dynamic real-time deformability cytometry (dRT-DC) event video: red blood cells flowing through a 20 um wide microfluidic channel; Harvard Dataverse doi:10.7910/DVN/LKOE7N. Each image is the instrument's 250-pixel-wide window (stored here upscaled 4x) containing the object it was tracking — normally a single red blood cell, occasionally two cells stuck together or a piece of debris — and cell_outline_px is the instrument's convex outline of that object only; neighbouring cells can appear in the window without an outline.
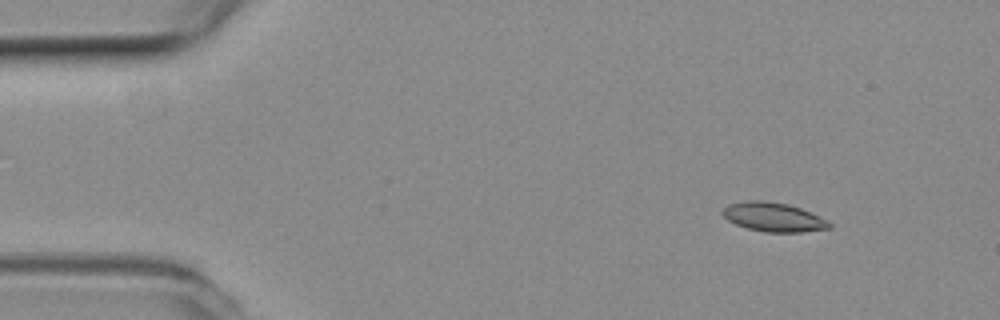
{"species": "common noctule bat (a hibernating species)", "species_latin": "Nyctalus noctula", "temperature_condition": "room temperature", "stored_images_in_passage": 49, "camera_frame_rate_fps": 3000, "um_per_image_px": 0.085, "animal": {"sex": "female", "body_mass_g": 19.3, "forearm_length_mm": 54.1}, "frame": {"image": 1, "passage_image": 1, "time_ms": 0.0, "image_size_px": [1000, 320], "cell_outline_px": [[832, 228], [804, 232], [764, 232], [748, 228], [736, 224], [728, 220], [720, 212], [728, 204], [748, 200], [764, 200], [788, 204], [800, 208], [820, 216], [828, 220], [832, 224]], "centroid_in_image_um": [65.76, 18.45], "position_along_channel_um": 19.2, "area_um2": 18.21}}
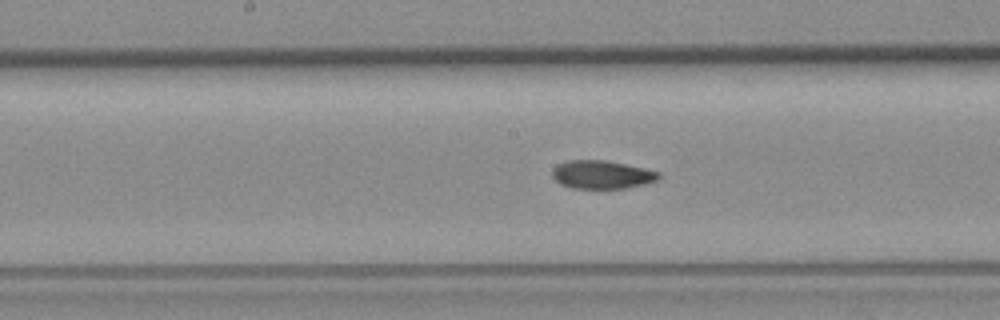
{"frame": {"image": 2, "passage_image": 22, "time_ms": 7.0, "image_size_px": [1000, 320], "cell_outline_px": [[660, 180], [628, 188], [572, 188], [560, 184], [552, 176], [552, 168], [556, 164], [568, 160], [604, 160], [644, 168], [660, 172]], "centroid_in_image_um": [51.15, 14.84], "position_along_channel_um": 197.0, "area_um2": 17.63}}
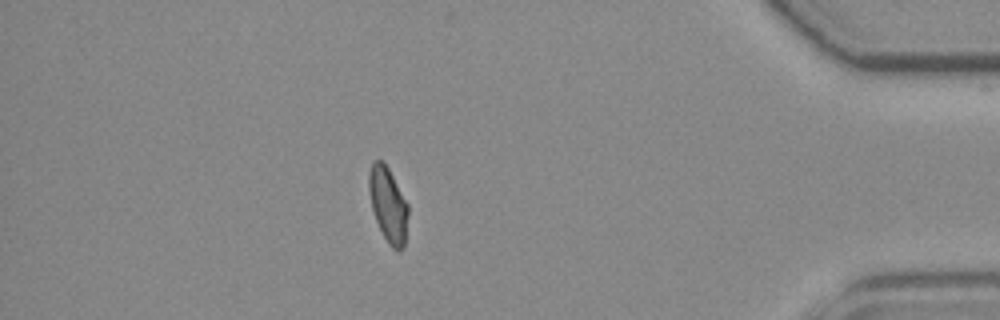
{"frame": {"image": 3, "passage_image": 42, "time_ms": 13.667, "image_size_px": [1000, 320], "cell_outline_px": [[408, 216], [404, 244], [400, 252], [396, 252], [388, 244], [376, 220], [372, 208], [368, 188], [368, 172], [372, 160], [380, 160], [388, 168], [408, 204]], "centroid_in_image_um": [32.98, 17.4], "position_along_channel_um": 402.2, "area_um2": 17.05}, "authors_computed_cell_mechanics": {"area_um2": 17.6868, "velocity_mm_per_s": 3.7887, "shape_relaxation_time_tau1_ms": 9.2225, "shape_relaxation_time_tau2_ms": 2.1154, "deformation_change_tau1": 0.1743, "deformation_change_tau2": 0.0638}}